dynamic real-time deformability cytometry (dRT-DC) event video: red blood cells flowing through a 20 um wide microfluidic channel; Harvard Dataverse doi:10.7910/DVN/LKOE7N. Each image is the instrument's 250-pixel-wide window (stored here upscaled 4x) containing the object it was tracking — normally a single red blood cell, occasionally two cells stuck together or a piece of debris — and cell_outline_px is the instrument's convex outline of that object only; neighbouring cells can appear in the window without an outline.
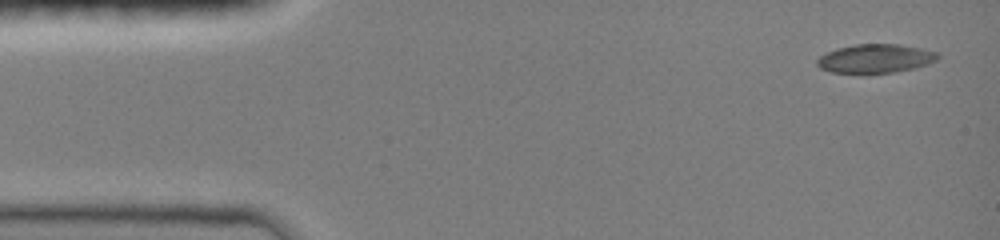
{"species": "common noctule bat (a hibernating species)", "species_latin": "Nyctalus noctula", "temperature_condition": "room temperature", "stored_images_in_passage": 9, "camera_frame_rate_fps": 3000, "um_per_image_px": 0.085, "animal": {"sex": "female", "body_mass_g": 19.0, "forearm_length_mm": 51.5}, "frame": {"image": 1, "passage_image": 1, "time_ms": 0.0, "image_size_px": [1000, 240], "cell_outline_px": [[940, 56], [936, 60], [928, 64], [916, 68], [896, 72], [832, 72], [820, 68], [816, 64], [816, 60], [820, 56], [836, 48], [856, 44], [900, 44], [920, 48], [936, 52]], "centroid_in_image_um": [74.42, 4.96], "position_along_channel_um": 10.6, "area_um2": 20.06}}